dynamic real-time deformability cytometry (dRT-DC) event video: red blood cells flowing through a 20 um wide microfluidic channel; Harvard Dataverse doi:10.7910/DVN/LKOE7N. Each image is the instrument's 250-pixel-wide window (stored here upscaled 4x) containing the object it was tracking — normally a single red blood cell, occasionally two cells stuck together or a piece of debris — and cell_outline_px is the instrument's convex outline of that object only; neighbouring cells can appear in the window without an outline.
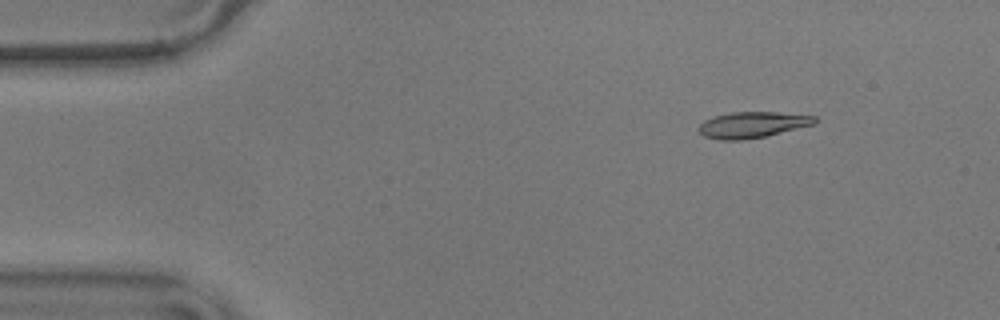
{"species": "common noctule bat (a hibernating species)", "species_latin": "Nyctalus noctula", "temperature_condition": "warm", "stored_images_in_passage": 50, "camera_frame_rate_fps": 3000, "um_per_image_px": 0.085, "animal": {"sex": "male", "body_mass_g": 17.9}, "frame": {"image": 1, "passage_image": 1, "time_ms": 0.0, "image_size_px": [1000, 320], "cell_outline_px": [[820, 120], [816, 124], [764, 136], [740, 140], [720, 140], [704, 136], [696, 128], [704, 120], [712, 116], [732, 112], [776, 112], [816, 116]], "centroid_in_image_um": [63.96, 10.6], "position_along_channel_um": 21.0, "area_um2": 17.69}}
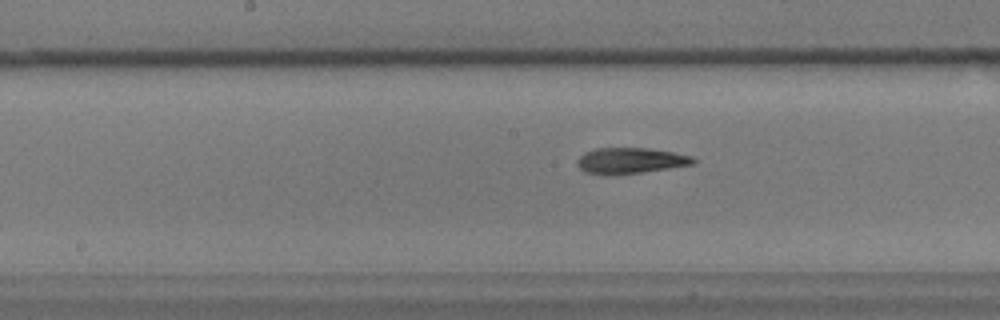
{"frame": {"image": 2, "passage_image": 22, "time_ms": 7.0, "image_size_px": [1000, 320], "cell_outline_px": [[696, 164], [616, 176], [604, 176], [584, 172], [576, 164], [576, 160], [584, 152], [596, 148], [648, 148], [672, 152], [692, 156], [696, 160]], "centroid_in_image_um": [53.54, 13.68], "position_along_channel_um": 194.7, "area_um2": 17.92}}
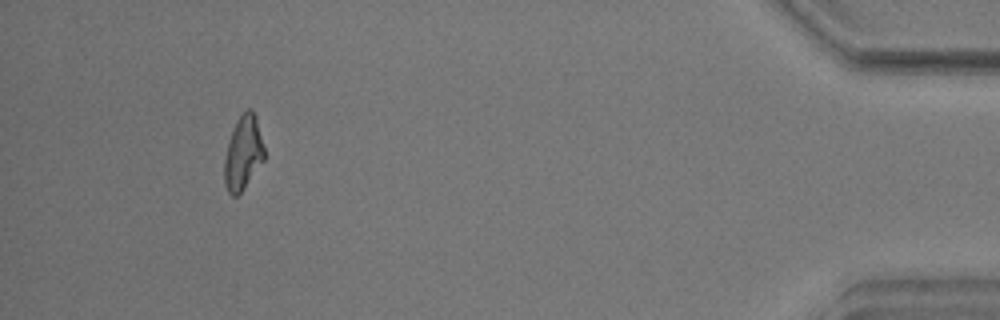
{"frame": {"image": 3, "passage_image": 46, "time_ms": 15.0, "image_size_px": [1000, 320], "cell_outline_px": [[264, 160], [244, 188], [236, 196], [232, 196], [228, 192], [224, 184], [224, 160], [228, 140], [236, 120], [248, 108], [252, 108], [256, 116], [264, 148]], "centroid_in_image_um": [20.65, 12.99], "position_along_channel_um": 414.5, "area_um2": 17.22}, "authors_computed_cell_mechanics": {"area_um2": 17.629, "velocity_mm_per_s": 3.5842, "shape_relaxation_time_tau1_ms": 8.7048, "shape_relaxation_time_tau2_ms": 3.418, "deformation_change_tau1": 0.286, "deformation_change_tau2": 0.1394}}